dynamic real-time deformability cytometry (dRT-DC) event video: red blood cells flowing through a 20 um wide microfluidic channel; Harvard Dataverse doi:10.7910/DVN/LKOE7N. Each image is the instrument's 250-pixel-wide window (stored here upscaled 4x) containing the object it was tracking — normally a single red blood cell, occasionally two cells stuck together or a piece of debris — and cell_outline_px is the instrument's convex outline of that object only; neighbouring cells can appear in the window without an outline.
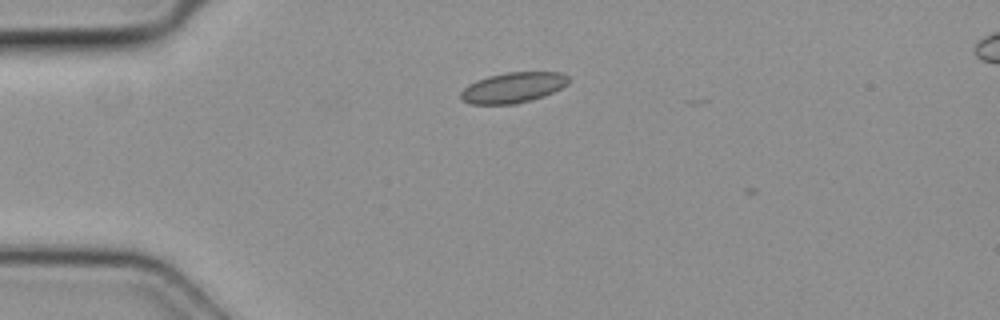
{"species": "common noctule bat (a hibernating species)", "species_latin": "Nyctalus noctula", "temperature_condition": "cold", "stored_images_in_passage": 3, "camera_frame_rate_fps": 3000, "um_per_image_px": 0.085, "animal": {"sex": "female", "body_mass_g": 19.3, "forearm_length_mm": 54.1}, "frame": {"image": 1, "passage_image": 1, "time_ms": 0.0, "image_size_px": [1000, 320], "cell_outline_px": [[568, 84], [544, 96], [516, 104], [472, 104], [464, 100], [460, 96], [460, 92], [468, 84], [476, 80], [488, 76], [508, 72], [560, 72], [568, 76]], "centroid_in_image_um": [43.6, 7.44], "position_along_channel_um": 41.4, "area_um2": 19.02}}
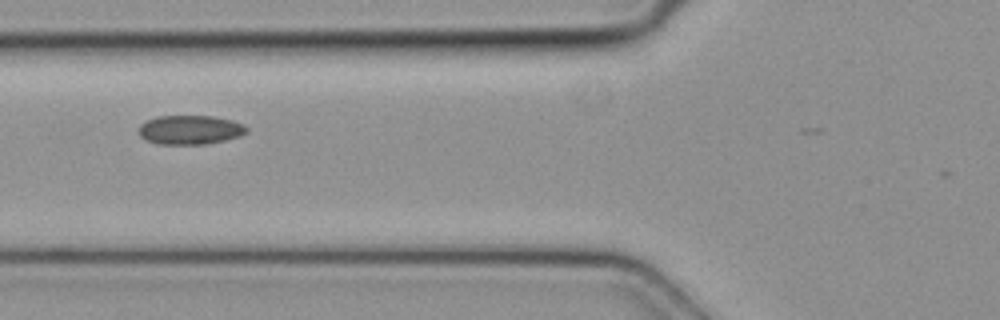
{"frame": {"image": 2, "passage_image": 3, "time_ms": 0.667, "image_size_px": [1000, 320], "cell_outline_px": [[248, 132], [240, 136], [208, 144], [156, 144], [140, 136], [140, 124], [156, 116], [212, 116], [232, 120], [244, 124], [248, 128]], "centroid_in_image_um": [16.19, 11.03], "position_along_channel_um": 109.6, "area_um2": 18.32}}